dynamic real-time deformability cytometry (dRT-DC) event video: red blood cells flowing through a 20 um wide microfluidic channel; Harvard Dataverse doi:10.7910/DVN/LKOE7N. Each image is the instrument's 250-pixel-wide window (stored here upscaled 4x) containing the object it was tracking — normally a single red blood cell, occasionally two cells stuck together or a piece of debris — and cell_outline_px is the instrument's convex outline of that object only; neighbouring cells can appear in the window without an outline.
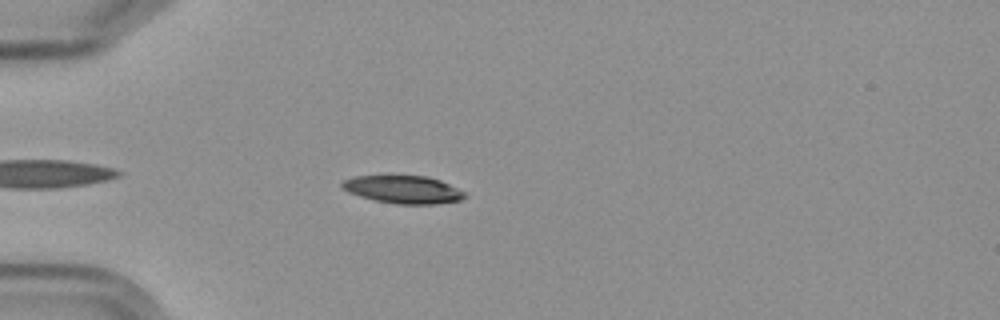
{"species": "Egyptian fruit bat (a non-hibernating species)", "species_latin": "Rousettus aegyptiacus", "temperature_condition": "cold", "stored_images_in_passage": 7, "camera_frame_rate_fps": 3000, "um_per_image_px": 0.085, "frame": {"image": 1, "passage_image": 2, "time_ms": 1.333, "image_size_px": [1000, 320], "cell_outline_px": [[468, 196], [460, 200], [436, 204], [396, 204], [376, 200], [360, 196], [348, 192], [340, 188], [340, 184], [344, 180], [356, 176], [388, 172], [428, 176], [440, 180], [464, 192]], "centroid_in_image_um": [34.21, 16.05], "position_along_channel_um": 50.8, "area_um2": 20.81}}
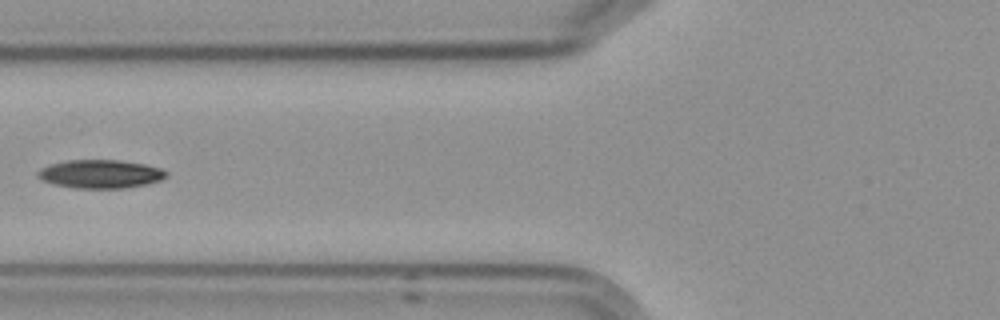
{"frame": {"image": 2, "passage_image": 4, "time_ms": 3.667, "image_size_px": [1000, 320], "cell_outline_px": [[168, 172], [160, 180], [148, 184], [124, 188], [72, 188], [52, 184], [40, 180], [36, 176], [36, 172], [40, 168], [52, 164], [68, 160], [120, 160], [144, 164], [160, 168]], "centroid_in_image_um": [8.48, 14.79], "position_along_channel_um": 117.3, "area_um2": 21.39}}
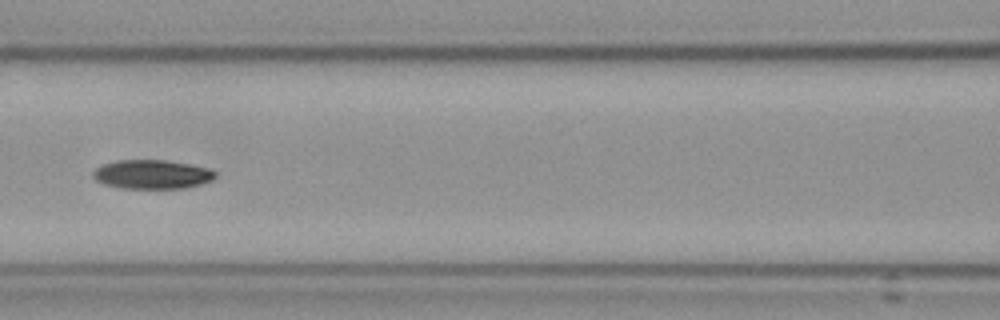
{"frame": {"image": 3, "passage_image": 5, "time_ms": 4.667, "image_size_px": [1000, 320], "cell_outline_px": [[216, 176], [212, 180], [200, 184], [184, 188], [120, 188], [104, 184], [96, 180], [92, 176], [92, 172], [96, 168], [104, 164], [116, 160], [164, 160], [188, 164], [208, 168], [216, 172]], "centroid_in_image_um": [12.9, 14.82], "position_along_channel_um": 153.7, "area_um2": 20.58}}